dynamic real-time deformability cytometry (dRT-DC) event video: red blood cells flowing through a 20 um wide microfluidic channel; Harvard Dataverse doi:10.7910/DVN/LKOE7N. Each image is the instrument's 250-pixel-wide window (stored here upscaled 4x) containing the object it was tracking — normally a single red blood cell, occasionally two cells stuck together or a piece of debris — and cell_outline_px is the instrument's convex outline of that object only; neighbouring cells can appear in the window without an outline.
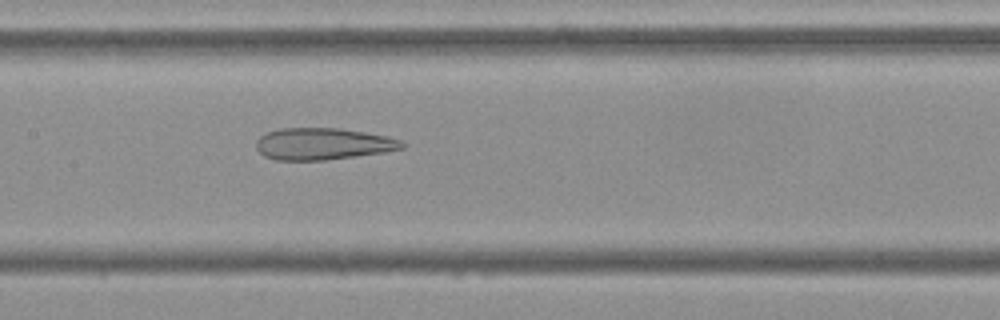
{"species": "Egyptian fruit bat (a non-hibernating species)", "species_latin": "Rousettus aegyptiacus", "temperature_condition": "cold", "stored_images_in_passage": 36, "camera_frame_rate_fps": 3000, "um_per_image_px": 0.085, "frame": {"image": 1, "passage_image": 12, "time_ms": 3.667, "image_size_px": [1000, 320], "cell_outline_px": [[408, 144], [404, 148], [384, 152], [356, 156], [324, 160], [276, 160], [264, 156], [256, 148], [256, 140], [264, 132], [280, 128], [340, 128], [388, 136], [400, 140]], "centroid_in_image_um": [27.44, 12.22], "position_along_channel_um": 180.0, "area_um2": 27.22}}
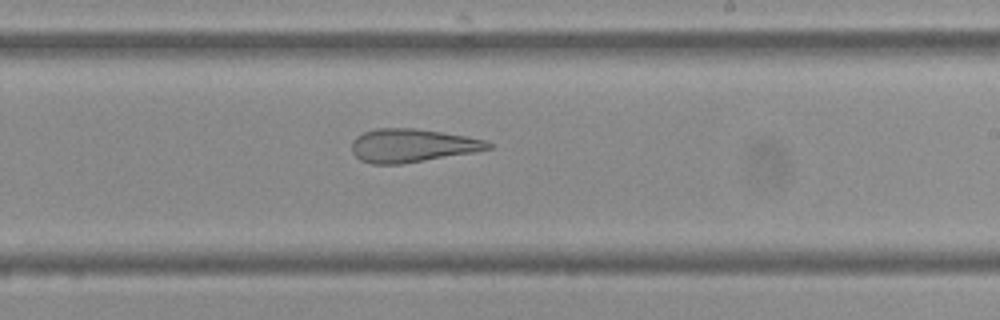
{"frame": {"image": 2, "passage_image": 18, "time_ms": 5.667, "image_size_px": [1000, 320], "cell_outline_px": [[492, 148], [476, 152], [400, 164], [372, 164], [360, 160], [352, 152], [352, 140], [356, 136], [364, 132], [376, 128], [416, 128], [468, 136], [484, 140], [492, 144]], "centroid_in_image_um": [35.03, 12.36], "position_along_channel_um": 254.0, "area_um2": 26.59}}
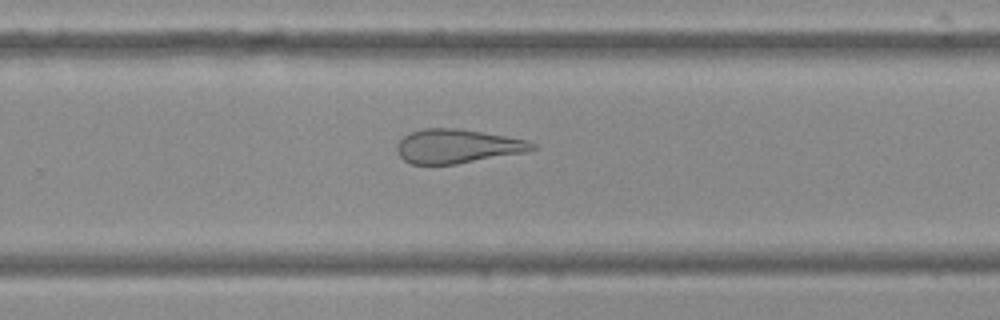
{"frame": {"image": 3, "passage_image": 21, "time_ms": 6.667, "image_size_px": [1000, 320], "cell_outline_px": [[536, 148], [528, 152], [456, 164], [412, 164], [404, 160], [400, 156], [396, 148], [396, 144], [404, 136], [412, 132], [424, 128], [452, 128], [480, 132], [528, 140], [536, 144]], "centroid_in_image_um": [38.88, 12.44], "position_along_channel_um": 290.9, "area_um2": 26.65}, "authors_computed_cell_mechanics": {"area_um2": 28.2064, "velocity_mm_per_s": 3.7157, "shape_relaxation_time_tau1_ms": null, "shape_relaxation_time_tau2_ms": 2.7865, "deformation_change_tau1": null, "deformation_change_tau2": 0.1289}}